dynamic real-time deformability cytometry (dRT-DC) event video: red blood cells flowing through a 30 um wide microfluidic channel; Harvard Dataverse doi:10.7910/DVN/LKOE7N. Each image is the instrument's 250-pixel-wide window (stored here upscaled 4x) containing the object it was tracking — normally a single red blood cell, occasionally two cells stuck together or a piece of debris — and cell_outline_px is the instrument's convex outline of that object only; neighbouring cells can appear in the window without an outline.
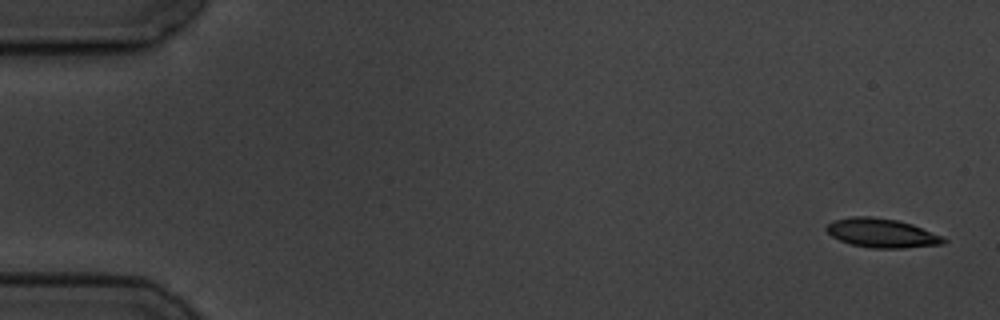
{"species": "common noctule bat (a hibernating species)", "species_latin": "Nyctalus noctula", "temperature_condition": "cold", "stored_images_in_passage": 5, "camera_frame_rate_fps": 3000, "um_per_image_px": 0.085, "animal": {"sex": "male", "body_mass_g": 19.5, "forearm_length_mm": 54.6}, "frame": {"image": 1, "passage_image": 1, "time_ms": 0.0, "image_size_px": [1000, 320], "cell_outline_px": [[948, 240], [944, 244], [904, 248], [872, 248], [852, 244], [840, 240], [832, 236], [824, 228], [832, 220], [852, 216], [872, 216], [896, 220], [912, 224], [944, 236]], "centroid_in_image_um": [74.97, 19.8], "position_along_channel_um": 10.0, "area_um2": 19.94}}
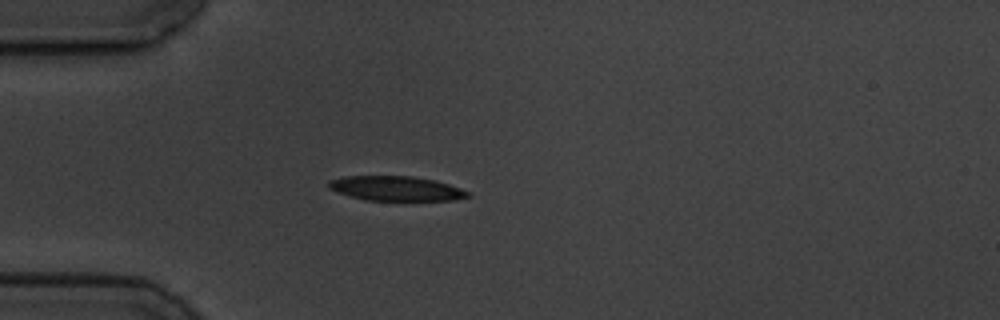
{"frame": {"image": 2, "passage_image": 4, "time_ms": 4.667, "image_size_px": [1000, 320], "cell_outline_px": [[472, 196], [452, 200], [364, 200], [328, 188], [328, 180], [344, 176], [412, 176], [436, 180], [460, 188], [468, 192]], "centroid_in_image_um": [33.67, 16.01], "position_along_channel_um": 51.3, "area_um2": 19.83}}